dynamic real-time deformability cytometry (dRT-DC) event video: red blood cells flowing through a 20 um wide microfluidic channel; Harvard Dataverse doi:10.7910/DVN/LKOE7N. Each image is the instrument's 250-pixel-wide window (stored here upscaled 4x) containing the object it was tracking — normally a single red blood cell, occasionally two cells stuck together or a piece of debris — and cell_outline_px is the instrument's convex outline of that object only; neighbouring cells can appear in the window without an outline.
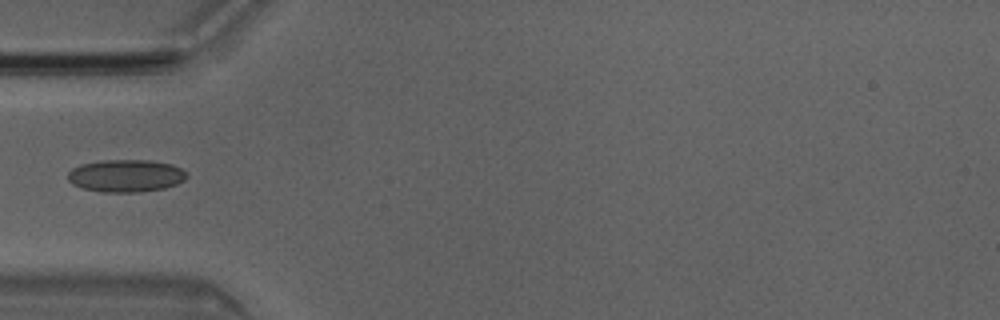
{"species": "Egyptian fruit bat (a non-hibernating species)", "species_latin": "Rousettus aegyptiacus", "temperature_condition": "room temperature", "stored_images_in_passage": 6, "camera_frame_rate_fps": 3000, "um_per_image_px": 0.085, "animal": {"sex": "male"}, "frame": {"image": 1, "passage_image": 4, "time_ms": 1.0, "image_size_px": [1000, 320], "cell_outline_px": [[188, 176], [184, 180], [176, 184], [164, 188], [140, 192], [100, 192], [80, 188], [72, 184], [68, 180], [68, 172], [72, 168], [80, 164], [100, 160], [148, 160], [172, 164], [188, 172]], "centroid_in_image_um": [10.68, 14.94], "position_along_channel_um": 74.3, "area_um2": 22.77}}